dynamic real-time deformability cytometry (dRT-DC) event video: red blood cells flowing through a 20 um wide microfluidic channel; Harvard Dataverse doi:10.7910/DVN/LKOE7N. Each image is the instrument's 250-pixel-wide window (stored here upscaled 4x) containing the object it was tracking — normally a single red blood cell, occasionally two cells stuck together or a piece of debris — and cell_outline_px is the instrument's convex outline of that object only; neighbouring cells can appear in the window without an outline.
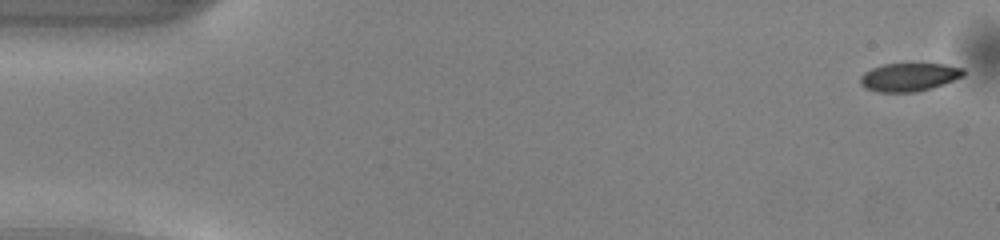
{"species": "common noctule bat (a hibernating species)", "species_latin": "Nyctalus noctula", "temperature_condition": "warm", "stored_images_in_passage": 12, "camera_frame_rate_fps": 3000, "um_per_image_px": 0.085, "animal": {"sex": "male", "body_mass_g": 13.0, "forearm_length_mm": 53.1}, "frame": {"image": 1, "passage_image": 1, "time_ms": 0.0, "image_size_px": [1000, 240], "cell_outline_px": [[964, 76], [944, 84], [932, 88], [916, 92], [876, 92], [864, 88], [860, 84], [860, 76], [864, 72], [872, 68], [884, 64], [944, 64], [964, 68]], "centroid_in_image_um": [77.26, 6.56], "position_along_channel_um": 7.7, "area_um2": 17.11}}